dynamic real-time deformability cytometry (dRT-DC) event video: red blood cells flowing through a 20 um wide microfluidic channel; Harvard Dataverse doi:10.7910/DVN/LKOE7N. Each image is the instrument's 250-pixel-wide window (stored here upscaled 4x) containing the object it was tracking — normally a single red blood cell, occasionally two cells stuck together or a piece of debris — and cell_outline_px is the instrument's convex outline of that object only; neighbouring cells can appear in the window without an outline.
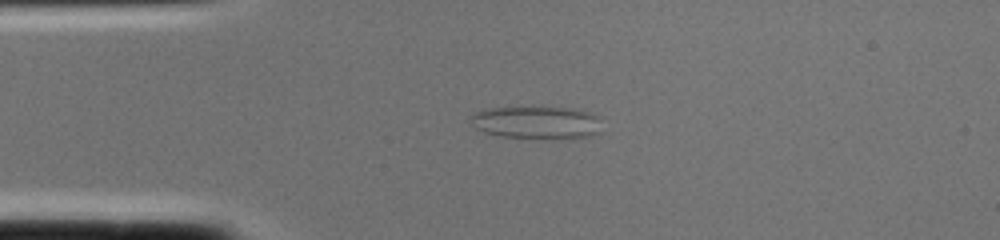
{"species": "common noctule bat (a hibernating species)", "species_latin": "Nyctalus noctula", "temperature_condition": "cold", "stored_images_in_passage": 1, "camera_frame_rate_fps": 3000, "um_per_image_px": 0.085, "animal": {"sex": "female", "body_mass_g": 22.0, "forearm_length_mm": 56.7}, "frame": {"image": 1, "passage_image": 1, "time_ms": 0.0, "image_size_px": [1000, 240], "cell_outline_px": [[600, 132], [592, 136], [500, 136], [484, 132], [476, 128], [468, 120], [468, 116], [476, 112], [488, 108], [572, 108], [588, 112], [600, 116]], "centroid_in_image_um": [45.58, 10.37], "position_along_channel_um": 39.4, "area_um2": 24.04}}